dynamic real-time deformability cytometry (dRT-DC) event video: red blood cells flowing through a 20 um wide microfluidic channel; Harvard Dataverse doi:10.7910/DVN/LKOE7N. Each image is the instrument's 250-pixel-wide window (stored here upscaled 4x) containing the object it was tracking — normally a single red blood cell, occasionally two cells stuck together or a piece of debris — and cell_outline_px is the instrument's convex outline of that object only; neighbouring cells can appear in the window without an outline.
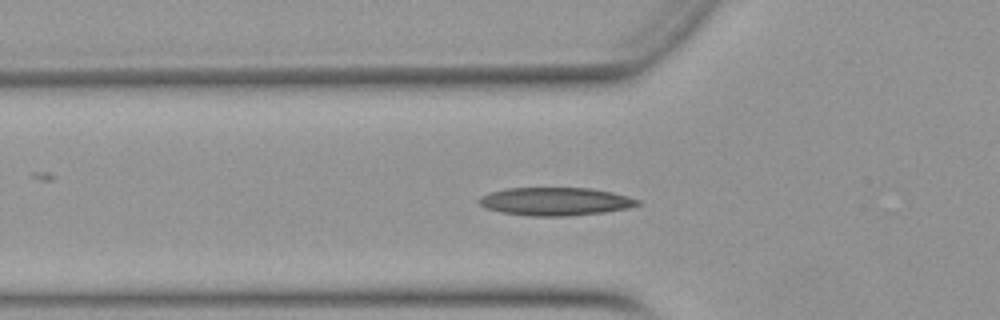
{"species": "Egyptian fruit bat (a non-hibernating species)", "species_latin": "Rousettus aegyptiacus", "temperature_condition": "warm", "stored_images_in_passage": 40, "camera_frame_rate_fps": 3000, "um_per_image_px": 0.085, "animal": {"sex": "female"}, "frame": {"image": 1, "passage_image": 5, "time_ms": 1.333, "image_size_px": [1000, 320], "cell_outline_px": [[640, 204], [628, 208], [604, 212], [568, 216], [528, 216], [500, 212], [488, 208], [480, 204], [480, 196], [488, 192], [504, 188], [592, 188], [612, 192], [628, 196], [640, 200]], "centroid_in_image_um": [47.21, 17.12], "position_along_channel_um": 78.6, "area_um2": 26.01}}
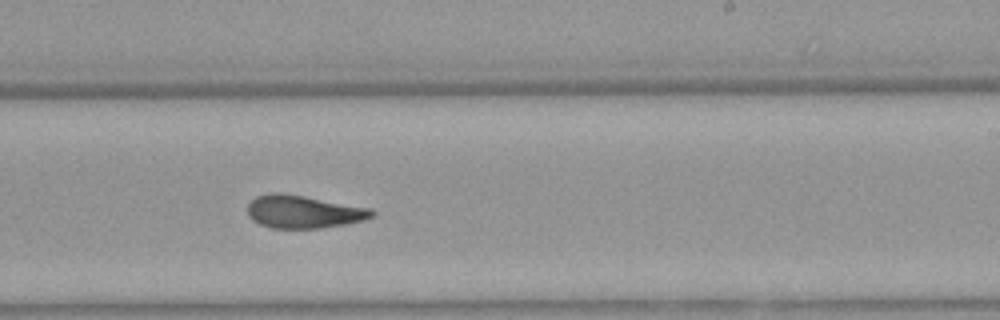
{"frame": {"image": 2, "passage_image": 19, "time_ms": 6.0, "image_size_px": [1000, 320], "cell_outline_px": [[376, 212], [372, 216], [364, 220], [344, 224], [320, 228], [272, 228], [260, 224], [252, 220], [248, 216], [248, 204], [256, 196], [268, 192], [280, 192], [304, 196], [372, 208]], "centroid_in_image_um": [25.78, 17.99], "position_along_channel_um": 263.2, "area_um2": 23.87}}
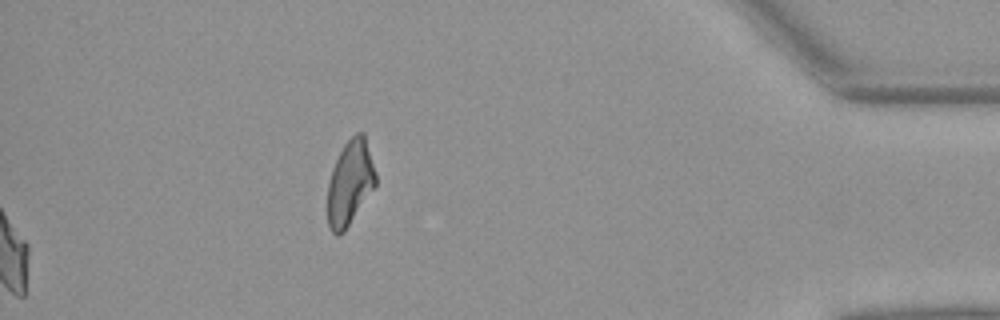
{"frame": {"image": 3, "passage_image": 40, "time_ms": 13.0, "image_size_px": [1000, 320], "cell_outline_px": [[376, 184], [344, 232], [340, 236], [336, 236], [328, 228], [328, 184], [332, 168], [344, 144], [356, 132], [364, 132], [376, 176]], "centroid_in_image_um": [29.73, 15.56], "position_along_channel_um": 405.5, "area_um2": 23.52}, "authors_computed_cell_mechanics": {"area_um2": 23.8136, "velocity_mm_per_s": 3.9614, "shape_relaxation_time_tau1_ms": null, "shape_relaxation_time_tau2_ms": 3.4243, "deformation_change_tau1": null, "deformation_change_tau2": 0.1085}}